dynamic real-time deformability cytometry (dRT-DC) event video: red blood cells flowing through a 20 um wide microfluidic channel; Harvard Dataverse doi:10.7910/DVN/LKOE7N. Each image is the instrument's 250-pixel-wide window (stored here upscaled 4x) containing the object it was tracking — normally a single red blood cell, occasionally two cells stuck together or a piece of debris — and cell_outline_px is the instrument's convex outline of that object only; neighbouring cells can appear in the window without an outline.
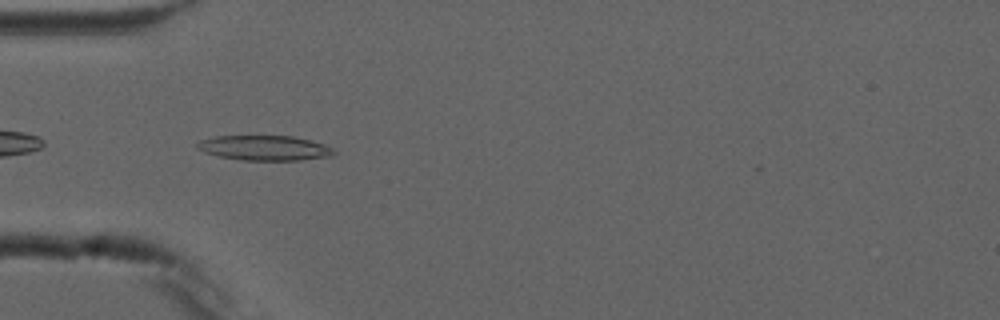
{"species": "common noctule bat (a hibernating species)", "species_latin": "Nyctalus noctula", "temperature_condition": "cold", "stored_images_in_passage": 5, "camera_frame_rate_fps": 3000, "um_per_image_px": 0.085, "animal": {"sex": "male", "forearm_length_mm": 52.5}, "frame": {"image": 1, "passage_image": 4, "time_ms": 4.667, "image_size_px": [1000, 320], "cell_outline_px": [[336, 152], [332, 156], [300, 160], [244, 160], [216, 156], [204, 152], [196, 148], [196, 144], [200, 140], [216, 136], [292, 136], [312, 140], [324, 144], [332, 148]], "centroid_in_image_um": [22.48, 12.57], "position_along_channel_um": 62.5, "area_um2": 19.94}}
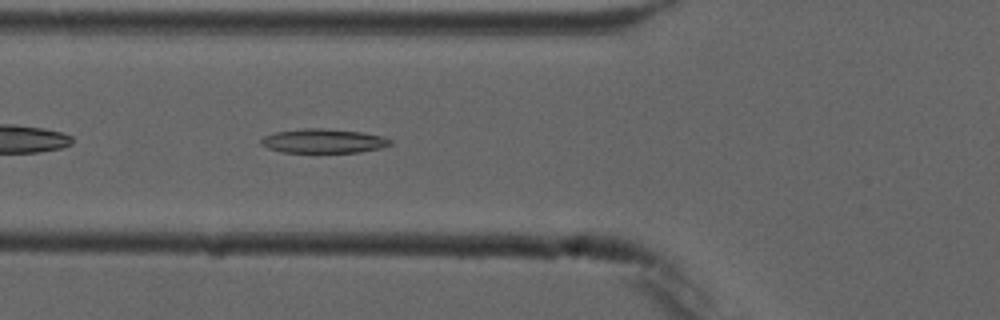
{"frame": {"image": 2, "passage_image": 5, "time_ms": 5.667, "image_size_px": [1000, 320], "cell_outline_px": [[392, 144], [380, 148], [360, 152], [280, 152], [268, 148], [260, 144], [260, 140], [264, 136], [276, 132], [304, 128], [320, 128], [364, 132], [384, 136], [392, 140]], "centroid_in_image_um": [27.51, 11.98], "position_along_channel_um": 98.3, "area_um2": 18.26}}